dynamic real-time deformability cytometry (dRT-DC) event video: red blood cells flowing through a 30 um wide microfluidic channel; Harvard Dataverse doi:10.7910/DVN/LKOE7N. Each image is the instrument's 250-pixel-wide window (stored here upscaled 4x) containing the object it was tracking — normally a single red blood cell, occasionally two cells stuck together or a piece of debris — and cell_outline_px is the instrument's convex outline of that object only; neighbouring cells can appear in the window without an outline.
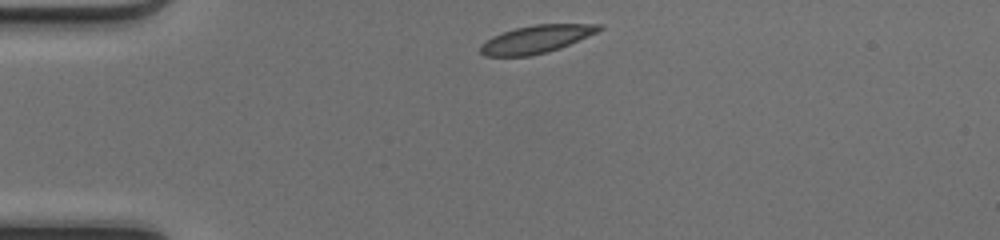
{"species": "common noctule bat (a hibernating species)", "species_latin": "Nyctalus noctula", "temperature_condition": "cold", "stored_images_in_passage": 39, "camera_frame_rate_fps": 3000, "um_per_image_px": 0.085, "animal": {"sex": "female", "body_mass_g": 17.0, "forearm_length_mm": 48.0}, "frame": {"image": 1, "passage_image": 1, "time_ms": 0.0, "image_size_px": [1000, 240], "cell_outline_px": [[604, 28], [588, 36], [560, 48], [528, 56], [484, 56], [480, 52], [480, 44], [492, 36], [516, 28], [536, 24], [604, 24]], "centroid_in_image_um": [45.57, 3.32], "position_along_channel_um": 39.4, "area_um2": 19.02}}
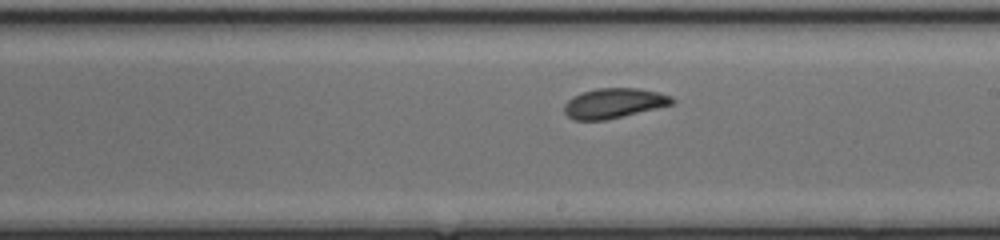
{"frame": {"image": 2, "passage_image": 18, "time_ms": 5.667, "image_size_px": [1000, 240], "cell_outline_px": [[676, 100], [672, 104], [656, 108], [604, 120], [572, 120], [564, 112], [564, 104], [572, 96], [580, 92], [596, 88], [636, 88], [656, 92], [672, 96]], "centroid_in_image_um": [52.13, 8.76], "position_along_channel_um": 236.9, "area_um2": 18.73}}
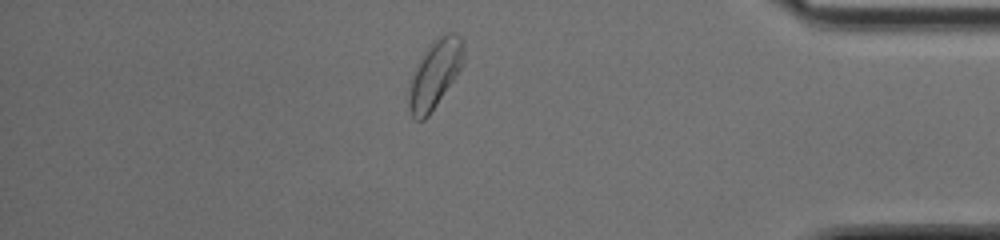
{"frame": {"image": 3, "passage_image": 32, "time_ms": 10.333, "image_size_px": [1000, 240], "cell_outline_px": [[464, 64], [428, 116], [424, 120], [416, 120], [412, 116], [408, 108], [408, 92], [412, 76], [428, 44], [432, 40], [448, 32], [456, 32], [464, 40]], "centroid_in_image_um": [36.98, 6.26], "position_along_channel_um": 398.2, "area_um2": 21.73}, "authors_computed_cell_mechanics": {"area_um2": 19.7098, "velocity_mm_per_s": 4.1502, "shape_relaxation_time_tau1_ms": 2.9962, "shape_relaxation_time_tau2_ms": 2.932, "deformation_change_tau1": 0.092, "deformation_change_tau2": 0.0709}}